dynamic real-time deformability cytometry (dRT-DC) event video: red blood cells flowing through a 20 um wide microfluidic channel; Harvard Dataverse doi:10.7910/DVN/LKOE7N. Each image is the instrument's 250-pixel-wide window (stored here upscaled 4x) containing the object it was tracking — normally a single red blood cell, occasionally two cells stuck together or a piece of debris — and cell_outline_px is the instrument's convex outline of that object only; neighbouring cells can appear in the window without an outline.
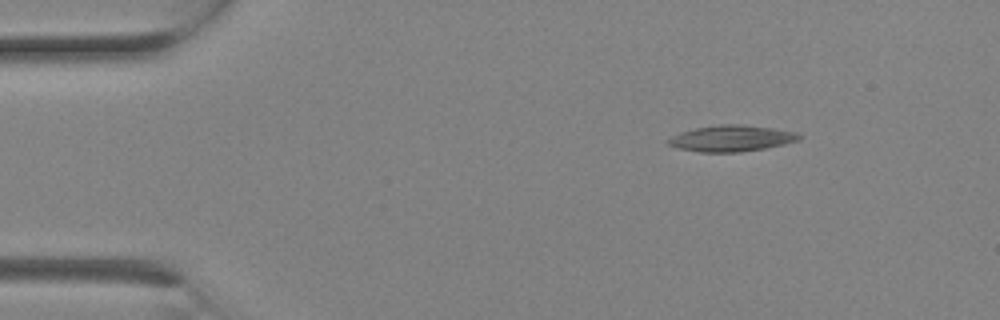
{"species": "Egyptian fruit bat (a non-hibernating species)", "species_latin": "Rousettus aegyptiacus", "temperature_condition": "room temperature", "stored_images_in_passage": 2, "camera_frame_rate_fps": 3000, "um_per_image_px": 0.085, "animal": {"sex": "female"}, "frame": {"image": 1, "passage_image": 1, "time_ms": 0.0, "image_size_px": [1000, 320], "cell_outline_px": [[800, 140], [784, 144], [764, 148], [740, 152], [700, 152], [680, 148], [668, 144], [664, 140], [680, 132], [696, 128], [720, 124], [740, 124], [772, 128], [796, 132], [800, 136]], "centroid_in_image_um": [62.15, 11.76], "position_along_channel_um": 22.8, "area_um2": 19.83}}
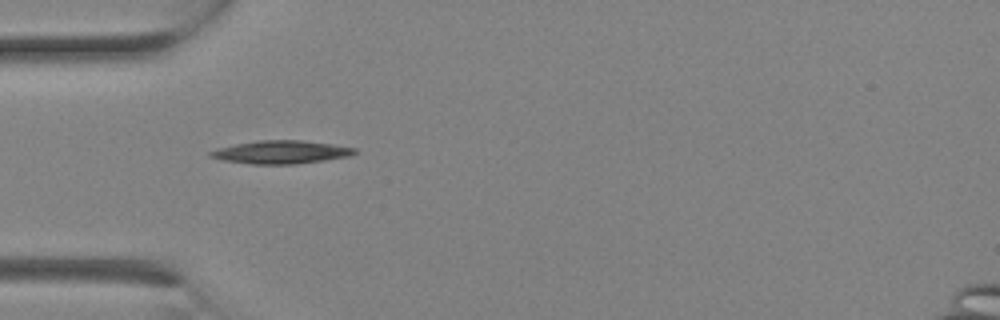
{"frame": {"image": 2, "passage_image": 2, "time_ms": 0.333, "image_size_px": [1000, 320], "cell_outline_px": [[356, 152], [348, 156], [324, 160], [292, 164], [252, 164], [224, 160], [208, 156], [208, 152], [220, 148], [236, 144], [260, 140], [300, 140], [332, 144], [356, 148]], "centroid_in_image_um": [23.88, 12.93], "position_along_channel_um": 61.1, "area_um2": 19.07}}